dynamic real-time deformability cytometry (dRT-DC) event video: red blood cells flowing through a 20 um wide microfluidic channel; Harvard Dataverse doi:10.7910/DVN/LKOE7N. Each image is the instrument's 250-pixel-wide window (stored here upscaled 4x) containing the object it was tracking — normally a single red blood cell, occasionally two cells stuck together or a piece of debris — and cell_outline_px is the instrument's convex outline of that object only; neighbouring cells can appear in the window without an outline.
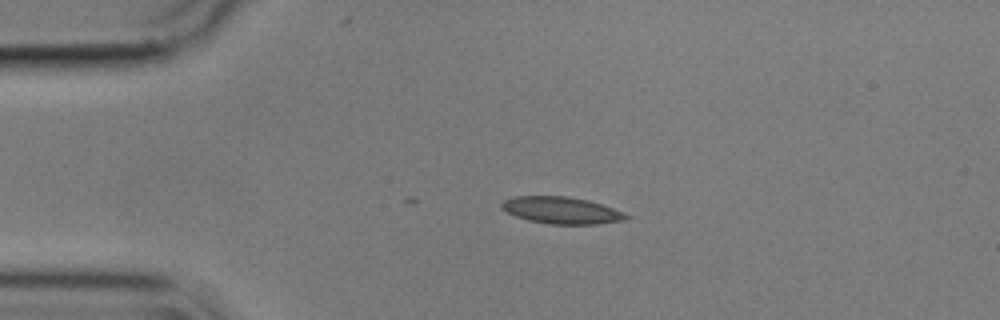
{"species": "common noctule bat (a hibernating species)", "species_latin": "Nyctalus noctula", "temperature_condition": "cold", "stored_images_in_passage": 10, "camera_frame_rate_fps": 3000, "um_per_image_px": 0.085, "animal": {"sex": "male", "body_mass_g": 17.9}, "frame": {"image": 1, "passage_image": 1, "time_ms": 0.0, "image_size_px": [1000, 320], "cell_outline_px": [[632, 216], [624, 220], [596, 224], [548, 224], [528, 220], [516, 216], [500, 208], [500, 204], [504, 200], [516, 196], [564, 196], [588, 200], [612, 208]], "centroid_in_image_um": [47.7, 17.88], "position_along_channel_um": 37.3, "area_um2": 19.36}}